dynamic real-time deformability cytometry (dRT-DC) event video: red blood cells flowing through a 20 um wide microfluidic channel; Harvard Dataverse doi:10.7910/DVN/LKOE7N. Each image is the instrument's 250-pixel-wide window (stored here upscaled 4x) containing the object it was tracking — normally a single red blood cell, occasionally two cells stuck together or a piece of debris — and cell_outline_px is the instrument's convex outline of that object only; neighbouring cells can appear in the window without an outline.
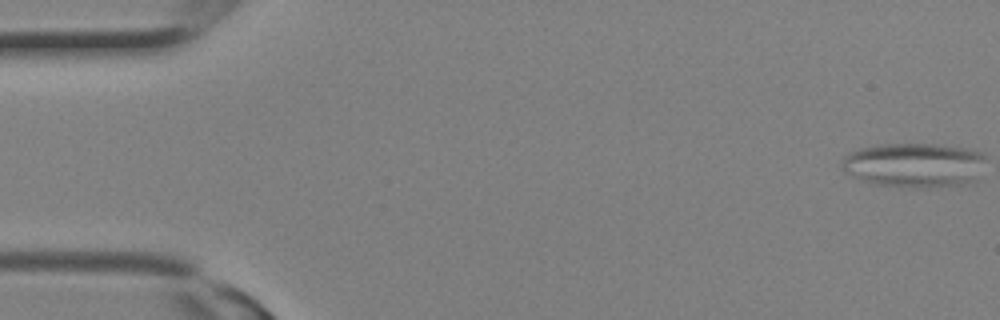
{"species": "Egyptian fruit bat (a non-hibernating species)", "species_latin": "Rousettus aegyptiacus", "temperature_condition": "room temperature", "stored_images_in_passage": 18, "camera_frame_rate_fps": 3000, "um_per_image_px": 0.085, "animal": {"sex": "female"}, "frame": {"image": 1, "passage_image": 1, "time_ms": 0.0, "image_size_px": [1000, 320], "cell_outline_px": [[984, 156], [976, 180], [972, 184], [928, 188], [912, 188], [876, 184], [860, 180], [844, 172], [840, 164], [844, 156], [848, 152], [860, 148], [876, 144], [936, 144], [964, 148], [980, 152]], "centroid_in_image_um": [77.66, 14.04], "position_along_channel_um": 7.3, "area_um2": 37.74}}
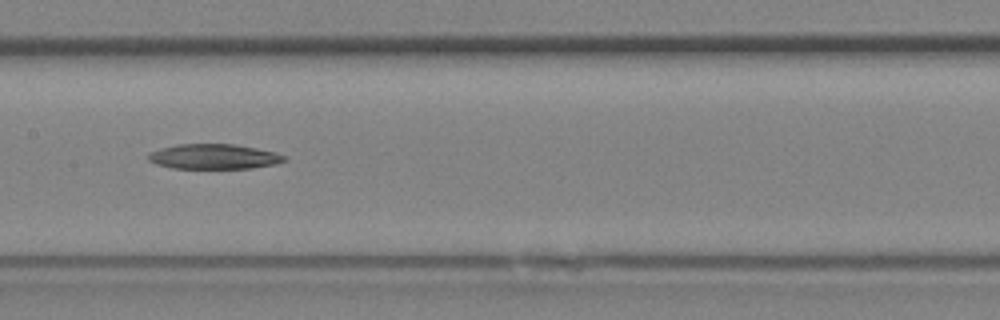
{"frame": {"image": 2, "passage_image": 15, "time_ms": 4.667, "image_size_px": [1000, 320], "cell_outline_px": [[288, 160], [276, 164], [252, 168], [172, 168], [156, 164], [148, 160], [148, 152], [160, 148], [176, 144], [236, 144], [276, 152], [284, 156]], "centroid_in_image_um": [18.17, 13.3], "position_along_channel_um": 189.2, "area_um2": 19.94}}
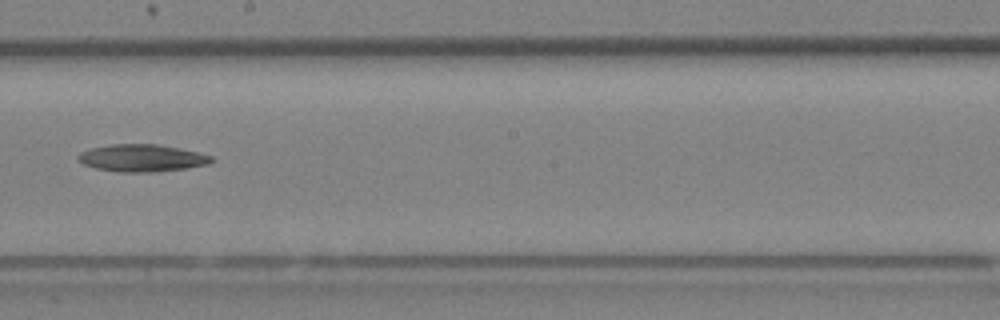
{"frame": {"image": 3, "passage_image": 17, "time_ms": 5.333, "image_size_px": [1000, 320], "cell_outline_px": [[212, 160], [208, 164], [184, 168], [156, 172], [120, 172], [96, 168], [84, 164], [76, 156], [80, 152], [92, 148], [108, 144], [156, 144], [180, 148], [212, 156]], "centroid_in_image_um": [12.04, 13.43], "position_along_channel_um": 236.2, "area_um2": 20.98}}